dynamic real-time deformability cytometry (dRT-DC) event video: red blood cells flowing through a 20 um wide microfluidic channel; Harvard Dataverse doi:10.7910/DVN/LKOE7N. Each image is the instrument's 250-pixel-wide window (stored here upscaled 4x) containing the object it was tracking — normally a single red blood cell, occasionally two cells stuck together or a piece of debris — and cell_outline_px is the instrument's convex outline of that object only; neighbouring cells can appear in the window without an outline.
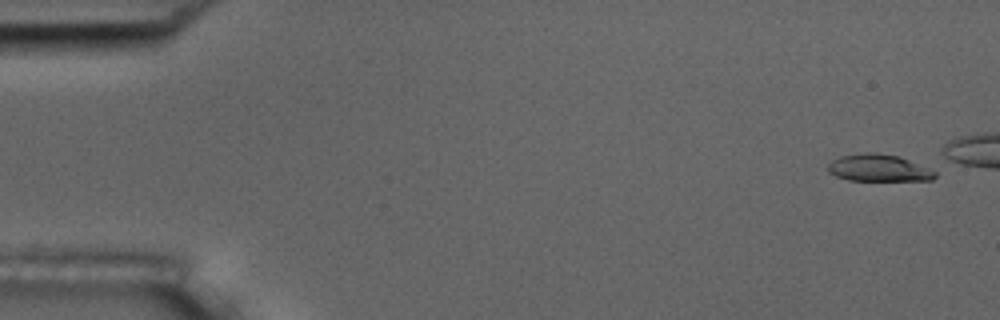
{"species": "common noctule bat (a hibernating species)", "species_latin": "Nyctalus noctula", "temperature_condition": "room temperature", "stored_images_in_passage": 6, "camera_frame_rate_fps": 3000, "um_per_image_px": 0.085, "animal": {"sex": "male", "body_mass_g": 17.5, "forearm_length_mm": 52.3}, "frame": {"image": 1, "passage_image": 1, "time_ms": 0.0, "image_size_px": [1000, 320], "cell_outline_px": [[936, 176], [932, 180], [848, 180], [836, 176], [828, 172], [828, 164], [832, 160], [840, 156], [864, 152], [876, 152], [900, 156], [936, 168]], "centroid_in_image_um": [74.77, 14.26], "position_along_channel_um": 10.2, "area_um2": 17.34}}
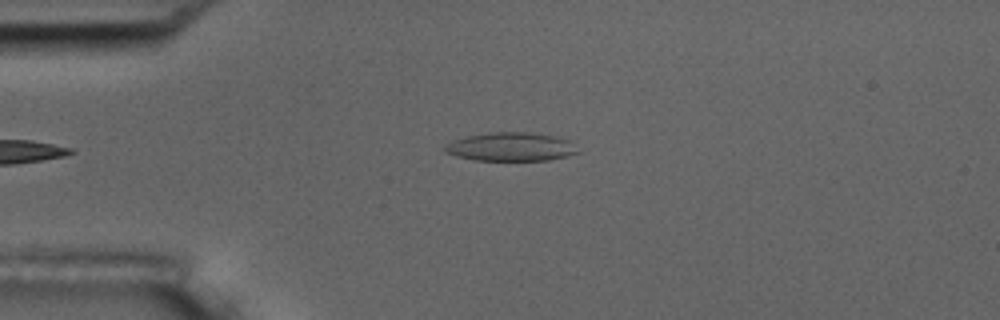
{"frame": {"image": 2, "passage_image": 6, "time_ms": 5.667, "image_size_px": [1000, 320], "cell_outline_px": [[580, 152], [568, 156], [548, 160], [476, 160], [456, 156], [444, 152], [444, 144], [452, 140], [468, 136], [488, 132], [528, 132], [556, 136], [568, 140]], "centroid_in_image_um": [43.4, 12.47], "position_along_channel_um": 41.6, "area_um2": 22.2}}